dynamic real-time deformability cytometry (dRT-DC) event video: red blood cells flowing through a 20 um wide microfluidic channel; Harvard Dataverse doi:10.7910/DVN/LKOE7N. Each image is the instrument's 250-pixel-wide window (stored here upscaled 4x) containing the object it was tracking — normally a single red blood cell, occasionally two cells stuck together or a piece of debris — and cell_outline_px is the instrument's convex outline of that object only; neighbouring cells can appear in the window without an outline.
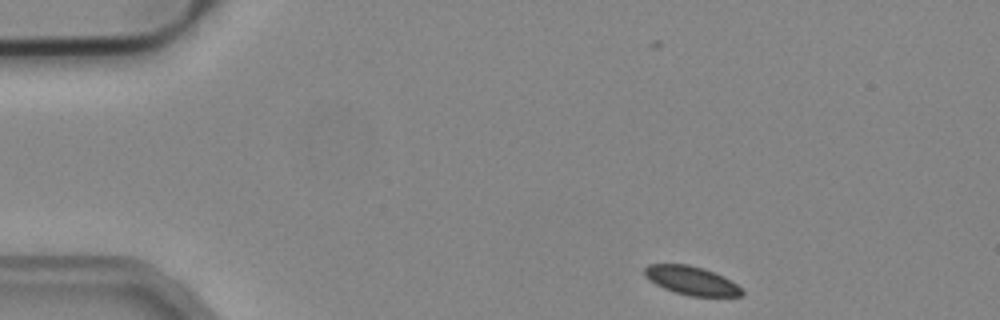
{"species": "common noctule bat (a hibernating species)", "species_latin": "Nyctalus noctula", "temperature_condition": "cold", "stored_images_in_passage": 46, "camera_frame_rate_fps": 3000, "um_per_image_px": 0.085, "animal": {"sex": "male", "body_mass_g": 19.2, "forearm_length_mm": 51.8}, "frame": {"image": 1, "passage_image": 1, "time_ms": 0.0, "image_size_px": [1000, 320], "cell_outline_px": [[744, 292], [740, 296], [688, 296], [664, 288], [648, 280], [644, 276], [644, 268], [648, 264], [688, 264], [712, 272], [736, 284]], "centroid_in_image_um": [58.7, 23.85], "position_along_channel_um": 26.3, "area_um2": 15.9}}
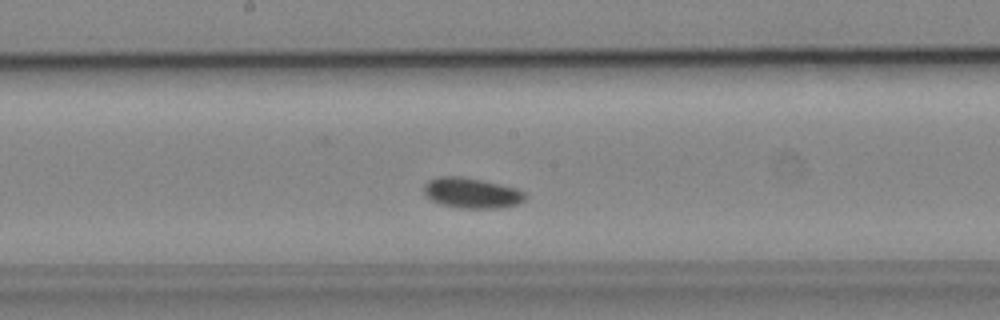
{"frame": {"image": 2, "passage_image": 21, "time_ms": 6.667, "image_size_px": [1000, 320], "cell_outline_px": [[528, 196], [520, 204], [500, 208], [460, 208], [440, 204], [432, 200], [424, 192], [424, 184], [428, 180], [440, 176], [460, 176], [500, 184], [516, 188], [524, 192]], "centroid_in_image_um": [40.12, 16.41], "position_along_channel_um": 208.1, "area_um2": 17.98}}
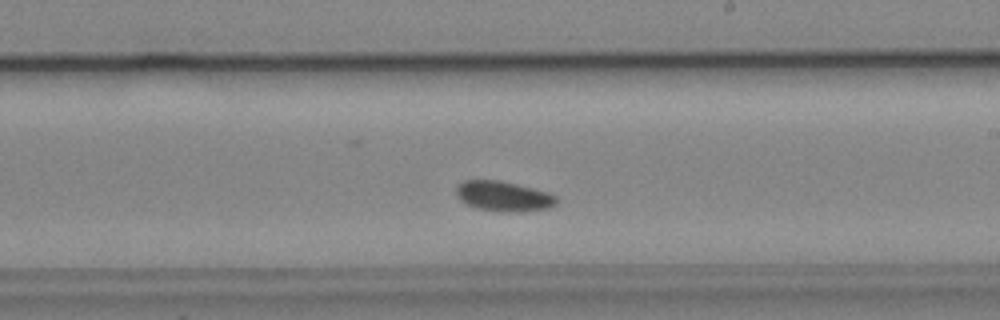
{"frame": {"image": 3, "passage_image": 24, "time_ms": 7.667, "image_size_px": [1000, 320], "cell_outline_px": [[560, 200], [556, 204], [548, 208], [520, 212], [504, 212], [476, 208], [460, 200], [456, 196], [456, 184], [464, 180], [500, 180], [548, 192], [556, 196]], "centroid_in_image_um": [42.79, 16.68], "position_along_channel_um": 246.2, "area_um2": 17.74}, "authors_computed_cell_mechanics": {"area_um2": 16.9643, "velocity_mm_per_s": 3.8417, "shape_relaxation_time_tau1_ms": 0.5088, "shape_relaxation_time_tau2_ms": null, "deformation_change_tau1": 0.0387, "deformation_change_tau2": null}}